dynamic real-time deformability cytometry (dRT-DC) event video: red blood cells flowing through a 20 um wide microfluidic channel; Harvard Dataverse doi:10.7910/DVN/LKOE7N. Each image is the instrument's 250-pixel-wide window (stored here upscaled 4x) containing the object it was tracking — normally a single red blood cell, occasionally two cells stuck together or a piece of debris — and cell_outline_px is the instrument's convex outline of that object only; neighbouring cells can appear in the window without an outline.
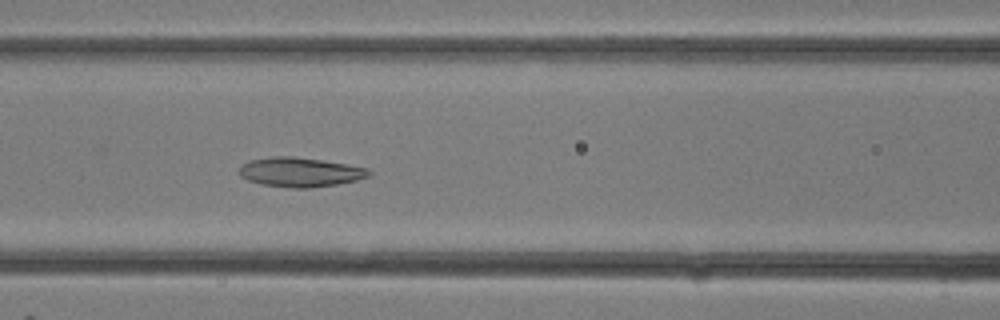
{"species": "common noctule bat (a hibernating species)", "species_latin": "Nyctalus noctula", "temperature_condition": "room temperature", "stored_images_in_passage": 19, "camera_frame_rate_fps": 3000, "um_per_image_px": 0.085, "animal": {"sex": "female"}, "frame": {"image": 1, "passage_image": 12, "time_ms": 3.667, "image_size_px": [1000, 320], "cell_outline_px": [[372, 172], [368, 176], [356, 180], [336, 184], [312, 188], [292, 188], [260, 184], [248, 180], [240, 176], [240, 168], [248, 160], [272, 156], [292, 156], [320, 160], [368, 168]], "centroid_in_image_um": [25.48, 14.63], "position_along_channel_um": 141.1, "area_um2": 22.08}}
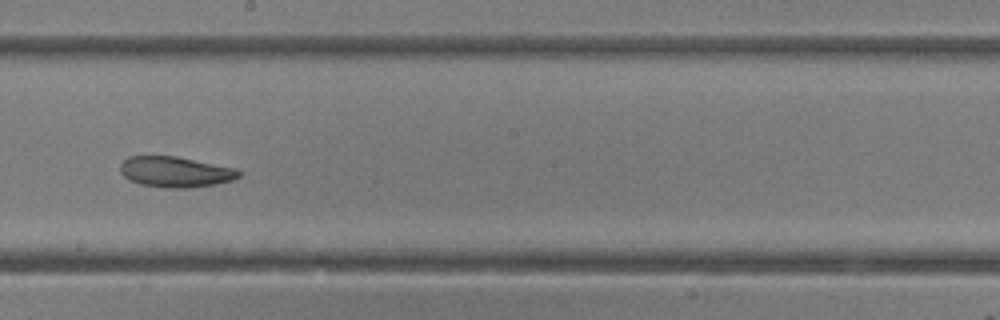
{"frame": {"image": 2, "passage_image": 16, "time_ms": 5.0, "image_size_px": [1000, 320], "cell_outline_px": [[244, 172], [240, 176], [232, 180], [216, 184], [188, 188], [172, 188], [140, 184], [128, 180], [120, 172], [120, 164], [128, 156], [176, 156], [236, 168]], "centroid_in_image_um": [14.92, 14.61], "position_along_channel_um": 233.3, "area_um2": 21.27}}
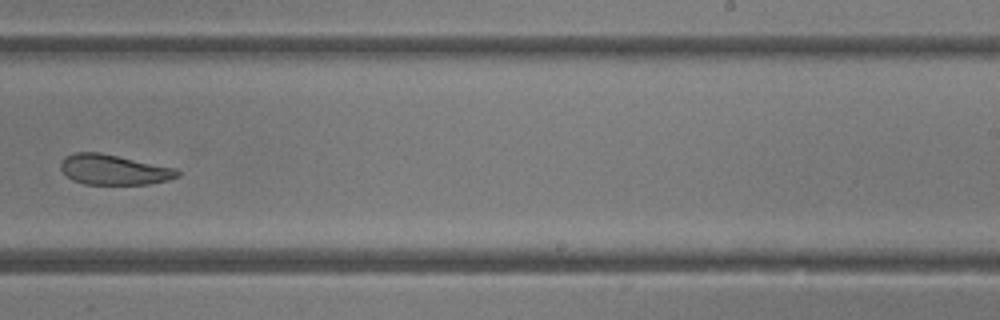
{"frame": {"image": 3, "passage_image": 18, "time_ms": 5.667, "image_size_px": [1000, 320], "cell_outline_px": [[180, 176], [168, 180], [148, 184], [84, 184], [72, 180], [60, 168], [60, 160], [64, 156], [76, 152], [100, 152], [176, 168], [180, 172]], "centroid_in_image_um": [9.66, 14.41], "position_along_channel_um": 279.3, "area_um2": 20.63}}